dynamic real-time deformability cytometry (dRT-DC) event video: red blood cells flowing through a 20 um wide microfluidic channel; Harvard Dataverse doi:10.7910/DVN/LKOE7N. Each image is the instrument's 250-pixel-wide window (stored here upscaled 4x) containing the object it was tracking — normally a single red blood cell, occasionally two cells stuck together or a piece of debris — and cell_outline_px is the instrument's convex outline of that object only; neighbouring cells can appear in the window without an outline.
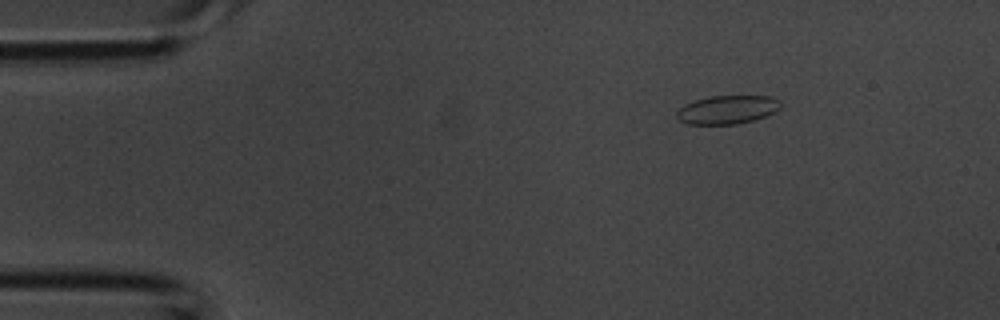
{"species": "common noctule bat (a hibernating species)", "species_latin": "Nyctalus noctula", "temperature_condition": "room temperature", "stored_images_in_passage": 3, "camera_frame_rate_fps": 3000, "um_per_image_px": 0.085, "animal": {"sex": "male", "body_mass_g": 20.1, "forearm_length_mm": 53.5}, "frame": {"image": 1, "passage_image": 1, "time_ms": 0.0, "image_size_px": [1000, 320], "cell_outline_px": [[780, 108], [764, 116], [752, 120], [736, 124], [684, 124], [676, 116], [676, 108], [684, 104], [708, 96], [772, 96], [780, 100]], "centroid_in_image_um": [61.76, 9.31], "position_along_channel_um": 23.2, "area_um2": 17.28}}
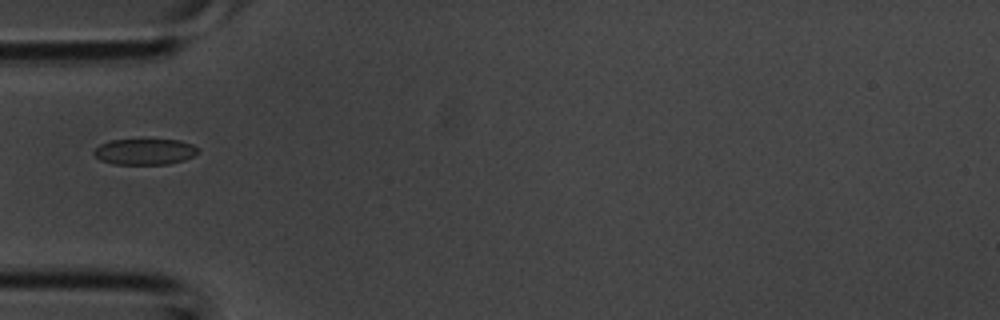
{"frame": {"image": 2, "passage_image": 3, "time_ms": 0.667, "image_size_px": [1000, 320], "cell_outline_px": [[200, 152], [184, 160], [168, 164], [112, 164], [100, 160], [92, 152], [100, 144], [112, 140], [180, 140], [192, 144]], "centroid_in_image_um": [12.3, 12.9], "position_along_channel_um": 72.7, "area_um2": 15.66}}